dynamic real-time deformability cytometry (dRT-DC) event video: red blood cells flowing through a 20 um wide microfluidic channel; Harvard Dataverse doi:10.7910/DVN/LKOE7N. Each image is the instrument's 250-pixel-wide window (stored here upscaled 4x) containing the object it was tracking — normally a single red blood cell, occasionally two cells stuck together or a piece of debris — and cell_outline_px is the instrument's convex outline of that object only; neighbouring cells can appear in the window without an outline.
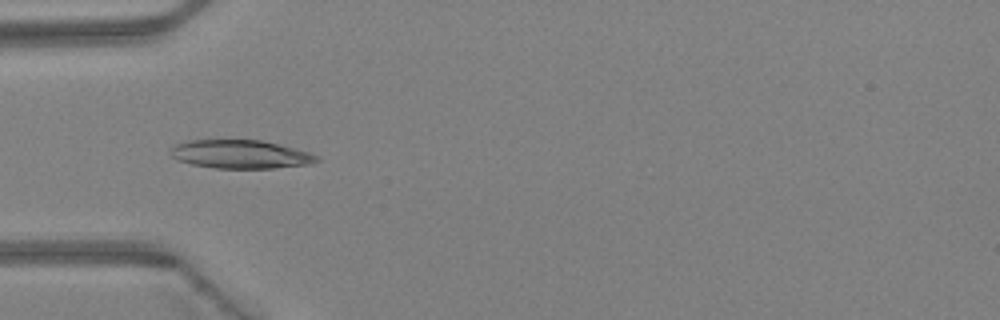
{"species": "Egyptian fruit bat (a non-hibernating species)", "species_latin": "Rousettus aegyptiacus", "temperature_condition": "warm", "stored_images_in_passage": 29, "camera_frame_rate_fps": 3000, "um_per_image_px": 0.085, "animal": {"sex": "female"}, "frame": {"image": 1, "passage_image": 1, "time_ms": 0.0, "image_size_px": [1000, 320], "cell_outline_px": [[320, 160], [308, 164], [272, 168], [212, 168], [192, 164], [176, 160], [168, 152], [176, 144], [188, 140], [260, 140], [312, 152], [320, 156]], "centroid_in_image_um": [20.44, 13.11], "position_along_channel_um": 64.6, "area_um2": 24.33}}
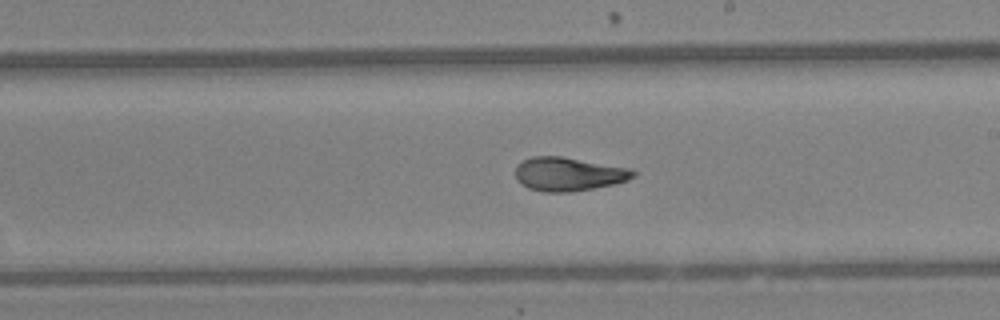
{"frame": {"image": 2, "passage_image": 13, "time_ms": 4.0, "image_size_px": [1000, 320], "cell_outline_px": [[636, 176], [628, 180], [616, 184], [568, 192], [544, 192], [528, 188], [520, 184], [516, 180], [516, 164], [532, 156], [560, 156], [632, 168], [636, 172]], "centroid_in_image_um": [48.33, 14.79], "position_along_channel_um": 240.7, "area_um2": 23.29}}
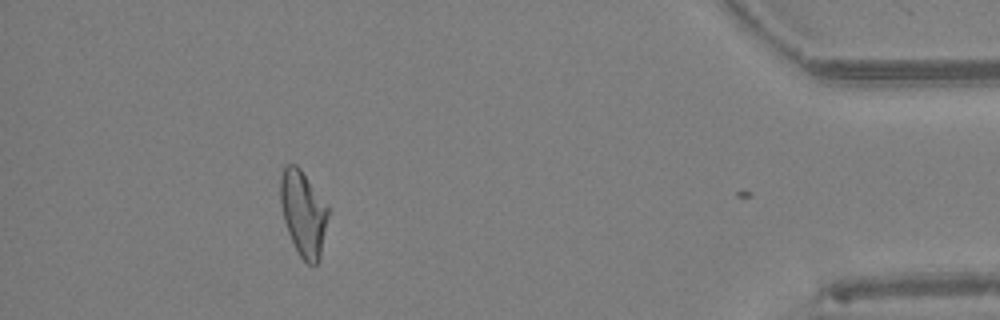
{"frame": {"image": 3, "passage_image": 28, "time_ms": 9.0, "image_size_px": [1000, 320], "cell_outline_px": [[328, 216], [320, 260], [316, 264], [308, 264], [300, 256], [288, 232], [284, 220], [280, 200], [280, 176], [284, 168], [288, 164], [296, 164], [300, 168], [328, 204]], "centroid_in_image_um": [25.79, 18.11], "position_along_channel_um": 409.4, "area_um2": 23.7}, "authors_computed_cell_mechanics": {"area_um2": 23.2934, "velocity_mm_per_s": 4.4426, "shape_relaxation_time_tau1_ms": 8.8689, "shape_relaxation_time_tau2_ms": 1.2611, "deformation_change_tau1": 0.2495, "deformation_change_tau2": 0.0656}}